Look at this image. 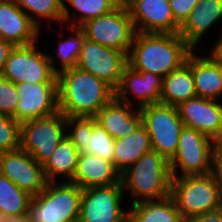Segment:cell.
Returning <instances> with one entry per match:
<instances>
[{
    "mask_svg": "<svg viewBox=\"0 0 222 222\" xmlns=\"http://www.w3.org/2000/svg\"><path fill=\"white\" fill-rule=\"evenodd\" d=\"M58 107L66 117H94L115 98L103 80L77 67L57 73Z\"/></svg>",
    "mask_w": 222,
    "mask_h": 222,
    "instance_id": "obj_1",
    "label": "cell"
},
{
    "mask_svg": "<svg viewBox=\"0 0 222 222\" xmlns=\"http://www.w3.org/2000/svg\"><path fill=\"white\" fill-rule=\"evenodd\" d=\"M194 49L179 33L136 32L128 54V65L165 77L187 61Z\"/></svg>",
    "mask_w": 222,
    "mask_h": 222,
    "instance_id": "obj_2",
    "label": "cell"
},
{
    "mask_svg": "<svg viewBox=\"0 0 222 222\" xmlns=\"http://www.w3.org/2000/svg\"><path fill=\"white\" fill-rule=\"evenodd\" d=\"M121 184L135 196L132 205L166 198L170 196L172 184L170 162L150 150L121 174Z\"/></svg>",
    "mask_w": 222,
    "mask_h": 222,
    "instance_id": "obj_3",
    "label": "cell"
},
{
    "mask_svg": "<svg viewBox=\"0 0 222 222\" xmlns=\"http://www.w3.org/2000/svg\"><path fill=\"white\" fill-rule=\"evenodd\" d=\"M170 196L185 221L222 208V194L213 172L172 177Z\"/></svg>",
    "mask_w": 222,
    "mask_h": 222,
    "instance_id": "obj_4",
    "label": "cell"
},
{
    "mask_svg": "<svg viewBox=\"0 0 222 222\" xmlns=\"http://www.w3.org/2000/svg\"><path fill=\"white\" fill-rule=\"evenodd\" d=\"M82 189L71 182H48L31 198L27 219L30 222H78Z\"/></svg>",
    "mask_w": 222,
    "mask_h": 222,
    "instance_id": "obj_5",
    "label": "cell"
},
{
    "mask_svg": "<svg viewBox=\"0 0 222 222\" xmlns=\"http://www.w3.org/2000/svg\"><path fill=\"white\" fill-rule=\"evenodd\" d=\"M142 125L150 136L152 150L171 161L178 147L179 134L185 127L178 108L155 103L140 108Z\"/></svg>",
    "mask_w": 222,
    "mask_h": 222,
    "instance_id": "obj_6",
    "label": "cell"
},
{
    "mask_svg": "<svg viewBox=\"0 0 222 222\" xmlns=\"http://www.w3.org/2000/svg\"><path fill=\"white\" fill-rule=\"evenodd\" d=\"M66 116L60 111L45 117L21 122L20 149L44 165L66 136Z\"/></svg>",
    "mask_w": 222,
    "mask_h": 222,
    "instance_id": "obj_7",
    "label": "cell"
},
{
    "mask_svg": "<svg viewBox=\"0 0 222 222\" xmlns=\"http://www.w3.org/2000/svg\"><path fill=\"white\" fill-rule=\"evenodd\" d=\"M36 43L15 46L2 71V77L19 83L58 82L59 70L54 59L46 53L37 51Z\"/></svg>",
    "mask_w": 222,
    "mask_h": 222,
    "instance_id": "obj_8",
    "label": "cell"
},
{
    "mask_svg": "<svg viewBox=\"0 0 222 222\" xmlns=\"http://www.w3.org/2000/svg\"><path fill=\"white\" fill-rule=\"evenodd\" d=\"M80 28L84 31L86 39L118 49L127 55L136 34L133 20L123 2L112 12L88 20Z\"/></svg>",
    "mask_w": 222,
    "mask_h": 222,
    "instance_id": "obj_9",
    "label": "cell"
},
{
    "mask_svg": "<svg viewBox=\"0 0 222 222\" xmlns=\"http://www.w3.org/2000/svg\"><path fill=\"white\" fill-rule=\"evenodd\" d=\"M217 143L197 130L184 127L179 134L177 152L170 161L172 177L207 175L213 172V155Z\"/></svg>",
    "mask_w": 222,
    "mask_h": 222,
    "instance_id": "obj_10",
    "label": "cell"
},
{
    "mask_svg": "<svg viewBox=\"0 0 222 222\" xmlns=\"http://www.w3.org/2000/svg\"><path fill=\"white\" fill-rule=\"evenodd\" d=\"M128 55L118 49L85 39L76 67L103 80L116 90L121 82Z\"/></svg>",
    "mask_w": 222,
    "mask_h": 222,
    "instance_id": "obj_11",
    "label": "cell"
},
{
    "mask_svg": "<svg viewBox=\"0 0 222 222\" xmlns=\"http://www.w3.org/2000/svg\"><path fill=\"white\" fill-rule=\"evenodd\" d=\"M122 184L82 189L78 222H123L129 212L121 207Z\"/></svg>",
    "mask_w": 222,
    "mask_h": 222,
    "instance_id": "obj_12",
    "label": "cell"
},
{
    "mask_svg": "<svg viewBox=\"0 0 222 222\" xmlns=\"http://www.w3.org/2000/svg\"><path fill=\"white\" fill-rule=\"evenodd\" d=\"M0 174L32 197L40 194L48 183L43 165L38 164L28 152L20 148L0 153Z\"/></svg>",
    "mask_w": 222,
    "mask_h": 222,
    "instance_id": "obj_13",
    "label": "cell"
},
{
    "mask_svg": "<svg viewBox=\"0 0 222 222\" xmlns=\"http://www.w3.org/2000/svg\"><path fill=\"white\" fill-rule=\"evenodd\" d=\"M19 103L15 112V120L45 118L59 111L58 82L19 83L16 84Z\"/></svg>",
    "mask_w": 222,
    "mask_h": 222,
    "instance_id": "obj_14",
    "label": "cell"
},
{
    "mask_svg": "<svg viewBox=\"0 0 222 222\" xmlns=\"http://www.w3.org/2000/svg\"><path fill=\"white\" fill-rule=\"evenodd\" d=\"M136 32L179 33L169 0H123Z\"/></svg>",
    "mask_w": 222,
    "mask_h": 222,
    "instance_id": "obj_15",
    "label": "cell"
},
{
    "mask_svg": "<svg viewBox=\"0 0 222 222\" xmlns=\"http://www.w3.org/2000/svg\"><path fill=\"white\" fill-rule=\"evenodd\" d=\"M185 127L199 131L222 143V105L217 100L191 98L177 106Z\"/></svg>",
    "mask_w": 222,
    "mask_h": 222,
    "instance_id": "obj_16",
    "label": "cell"
},
{
    "mask_svg": "<svg viewBox=\"0 0 222 222\" xmlns=\"http://www.w3.org/2000/svg\"><path fill=\"white\" fill-rule=\"evenodd\" d=\"M163 76L147 72L136 71L129 65L124 69L121 82L115 90V98L123 103L132 104L128 98L130 94L137 97L138 108L161 103ZM139 98V99H138Z\"/></svg>",
    "mask_w": 222,
    "mask_h": 222,
    "instance_id": "obj_17",
    "label": "cell"
},
{
    "mask_svg": "<svg viewBox=\"0 0 222 222\" xmlns=\"http://www.w3.org/2000/svg\"><path fill=\"white\" fill-rule=\"evenodd\" d=\"M39 28L13 1L0 0V38L15 46H27L37 41Z\"/></svg>",
    "mask_w": 222,
    "mask_h": 222,
    "instance_id": "obj_18",
    "label": "cell"
},
{
    "mask_svg": "<svg viewBox=\"0 0 222 222\" xmlns=\"http://www.w3.org/2000/svg\"><path fill=\"white\" fill-rule=\"evenodd\" d=\"M81 189L107 187L121 183V173L113 162L99 156L80 152L76 172L70 181Z\"/></svg>",
    "mask_w": 222,
    "mask_h": 222,
    "instance_id": "obj_19",
    "label": "cell"
},
{
    "mask_svg": "<svg viewBox=\"0 0 222 222\" xmlns=\"http://www.w3.org/2000/svg\"><path fill=\"white\" fill-rule=\"evenodd\" d=\"M131 106L114 98L94 117L114 140L122 139L132 135L142 124L140 109L137 106L135 111Z\"/></svg>",
    "mask_w": 222,
    "mask_h": 222,
    "instance_id": "obj_20",
    "label": "cell"
},
{
    "mask_svg": "<svg viewBox=\"0 0 222 222\" xmlns=\"http://www.w3.org/2000/svg\"><path fill=\"white\" fill-rule=\"evenodd\" d=\"M222 19V0H199L180 26V36L195 50L200 39Z\"/></svg>",
    "mask_w": 222,
    "mask_h": 222,
    "instance_id": "obj_21",
    "label": "cell"
},
{
    "mask_svg": "<svg viewBox=\"0 0 222 222\" xmlns=\"http://www.w3.org/2000/svg\"><path fill=\"white\" fill-rule=\"evenodd\" d=\"M196 96L191 52L184 64L163 78L161 103L177 107Z\"/></svg>",
    "mask_w": 222,
    "mask_h": 222,
    "instance_id": "obj_22",
    "label": "cell"
},
{
    "mask_svg": "<svg viewBox=\"0 0 222 222\" xmlns=\"http://www.w3.org/2000/svg\"><path fill=\"white\" fill-rule=\"evenodd\" d=\"M192 51V74L198 97L218 100L222 96V77L218 64L209 56L200 57Z\"/></svg>",
    "mask_w": 222,
    "mask_h": 222,
    "instance_id": "obj_23",
    "label": "cell"
},
{
    "mask_svg": "<svg viewBox=\"0 0 222 222\" xmlns=\"http://www.w3.org/2000/svg\"><path fill=\"white\" fill-rule=\"evenodd\" d=\"M150 150H152L150 136L141 124L132 135L115 140L113 164L122 174Z\"/></svg>",
    "mask_w": 222,
    "mask_h": 222,
    "instance_id": "obj_24",
    "label": "cell"
},
{
    "mask_svg": "<svg viewBox=\"0 0 222 222\" xmlns=\"http://www.w3.org/2000/svg\"><path fill=\"white\" fill-rule=\"evenodd\" d=\"M79 154L78 149L66 135L43 165L47 182H56V177L59 175L65 176L67 182H70L76 172Z\"/></svg>",
    "mask_w": 222,
    "mask_h": 222,
    "instance_id": "obj_25",
    "label": "cell"
},
{
    "mask_svg": "<svg viewBox=\"0 0 222 222\" xmlns=\"http://www.w3.org/2000/svg\"><path fill=\"white\" fill-rule=\"evenodd\" d=\"M128 212L132 222H186L171 196L136 203Z\"/></svg>",
    "mask_w": 222,
    "mask_h": 222,
    "instance_id": "obj_26",
    "label": "cell"
},
{
    "mask_svg": "<svg viewBox=\"0 0 222 222\" xmlns=\"http://www.w3.org/2000/svg\"><path fill=\"white\" fill-rule=\"evenodd\" d=\"M65 2H68L80 15L75 17L77 20L72 21L69 26L80 27L88 20L112 12L123 0H63V22H68L72 17Z\"/></svg>",
    "mask_w": 222,
    "mask_h": 222,
    "instance_id": "obj_27",
    "label": "cell"
},
{
    "mask_svg": "<svg viewBox=\"0 0 222 222\" xmlns=\"http://www.w3.org/2000/svg\"><path fill=\"white\" fill-rule=\"evenodd\" d=\"M32 196L0 174V212L7 215H28Z\"/></svg>",
    "mask_w": 222,
    "mask_h": 222,
    "instance_id": "obj_28",
    "label": "cell"
},
{
    "mask_svg": "<svg viewBox=\"0 0 222 222\" xmlns=\"http://www.w3.org/2000/svg\"><path fill=\"white\" fill-rule=\"evenodd\" d=\"M40 29L38 17L51 21H61L63 24V0H13ZM29 12V13H28ZM34 13L31 15V13Z\"/></svg>",
    "mask_w": 222,
    "mask_h": 222,
    "instance_id": "obj_29",
    "label": "cell"
},
{
    "mask_svg": "<svg viewBox=\"0 0 222 222\" xmlns=\"http://www.w3.org/2000/svg\"><path fill=\"white\" fill-rule=\"evenodd\" d=\"M69 28L74 32V37L59 42L57 55L62 67L59 71L76 67L83 42L86 39L84 31L80 27L69 26Z\"/></svg>",
    "mask_w": 222,
    "mask_h": 222,
    "instance_id": "obj_30",
    "label": "cell"
},
{
    "mask_svg": "<svg viewBox=\"0 0 222 222\" xmlns=\"http://www.w3.org/2000/svg\"><path fill=\"white\" fill-rule=\"evenodd\" d=\"M115 140L93 117V133L89 140V146L83 153L99 156L100 158L113 162Z\"/></svg>",
    "mask_w": 222,
    "mask_h": 222,
    "instance_id": "obj_31",
    "label": "cell"
},
{
    "mask_svg": "<svg viewBox=\"0 0 222 222\" xmlns=\"http://www.w3.org/2000/svg\"><path fill=\"white\" fill-rule=\"evenodd\" d=\"M66 126L69 130V132H66L67 137L79 152H84L92 137L93 117H66Z\"/></svg>",
    "mask_w": 222,
    "mask_h": 222,
    "instance_id": "obj_32",
    "label": "cell"
},
{
    "mask_svg": "<svg viewBox=\"0 0 222 222\" xmlns=\"http://www.w3.org/2000/svg\"><path fill=\"white\" fill-rule=\"evenodd\" d=\"M20 126L13 117L0 115V153L20 148Z\"/></svg>",
    "mask_w": 222,
    "mask_h": 222,
    "instance_id": "obj_33",
    "label": "cell"
},
{
    "mask_svg": "<svg viewBox=\"0 0 222 222\" xmlns=\"http://www.w3.org/2000/svg\"><path fill=\"white\" fill-rule=\"evenodd\" d=\"M18 103L19 93L16 84L0 76V115L15 119Z\"/></svg>",
    "mask_w": 222,
    "mask_h": 222,
    "instance_id": "obj_34",
    "label": "cell"
},
{
    "mask_svg": "<svg viewBox=\"0 0 222 222\" xmlns=\"http://www.w3.org/2000/svg\"><path fill=\"white\" fill-rule=\"evenodd\" d=\"M199 0H169L175 21L181 26Z\"/></svg>",
    "mask_w": 222,
    "mask_h": 222,
    "instance_id": "obj_35",
    "label": "cell"
},
{
    "mask_svg": "<svg viewBox=\"0 0 222 222\" xmlns=\"http://www.w3.org/2000/svg\"><path fill=\"white\" fill-rule=\"evenodd\" d=\"M213 173L217 179L222 194V143H218L214 150Z\"/></svg>",
    "mask_w": 222,
    "mask_h": 222,
    "instance_id": "obj_36",
    "label": "cell"
},
{
    "mask_svg": "<svg viewBox=\"0 0 222 222\" xmlns=\"http://www.w3.org/2000/svg\"><path fill=\"white\" fill-rule=\"evenodd\" d=\"M186 222H222V208L213 212L193 216Z\"/></svg>",
    "mask_w": 222,
    "mask_h": 222,
    "instance_id": "obj_37",
    "label": "cell"
},
{
    "mask_svg": "<svg viewBox=\"0 0 222 222\" xmlns=\"http://www.w3.org/2000/svg\"><path fill=\"white\" fill-rule=\"evenodd\" d=\"M15 48V45L11 42L5 41L0 38V76L4 69L5 63L9 58L10 53Z\"/></svg>",
    "mask_w": 222,
    "mask_h": 222,
    "instance_id": "obj_38",
    "label": "cell"
},
{
    "mask_svg": "<svg viewBox=\"0 0 222 222\" xmlns=\"http://www.w3.org/2000/svg\"><path fill=\"white\" fill-rule=\"evenodd\" d=\"M222 36V35H221ZM210 56L215 62H222V37L214 44Z\"/></svg>",
    "mask_w": 222,
    "mask_h": 222,
    "instance_id": "obj_39",
    "label": "cell"
},
{
    "mask_svg": "<svg viewBox=\"0 0 222 222\" xmlns=\"http://www.w3.org/2000/svg\"><path fill=\"white\" fill-rule=\"evenodd\" d=\"M27 219V215H7L0 212V222H24Z\"/></svg>",
    "mask_w": 222,
    "mask_h": 222,
    "instance_id": "obj_40",
    "label": "cell"
},
{
    "mask_svg": "<svg viewBox=\"0 0 222 222\" xmlns=\"http://www.w3.org/2000/svg\"><path fill=\"white\" fill-rule=\"evenodd\" d=\"M216 63L218 64L220 75L222 77V62H216Z\"/></svg>",
    "mask_w": 222,
    "mask_h": 222,
    "instance_id": "obj_41",
    "label": "cell"
},
{
    "mask_svg": "<svg viewBox=\"0 0 222 222\" xmlns=\"http://www.w3.org/2000/svg\"><path fill=\"white\" fill-rule=\"evenodd\" d=\"M123 222H132V220L128 217L125 221Z\"/></svg>",
    "mask_w": 222,
    "mask_h": 222,
    "instance_id": "obj_42",
    "label": "cell"
}]
</instances>
